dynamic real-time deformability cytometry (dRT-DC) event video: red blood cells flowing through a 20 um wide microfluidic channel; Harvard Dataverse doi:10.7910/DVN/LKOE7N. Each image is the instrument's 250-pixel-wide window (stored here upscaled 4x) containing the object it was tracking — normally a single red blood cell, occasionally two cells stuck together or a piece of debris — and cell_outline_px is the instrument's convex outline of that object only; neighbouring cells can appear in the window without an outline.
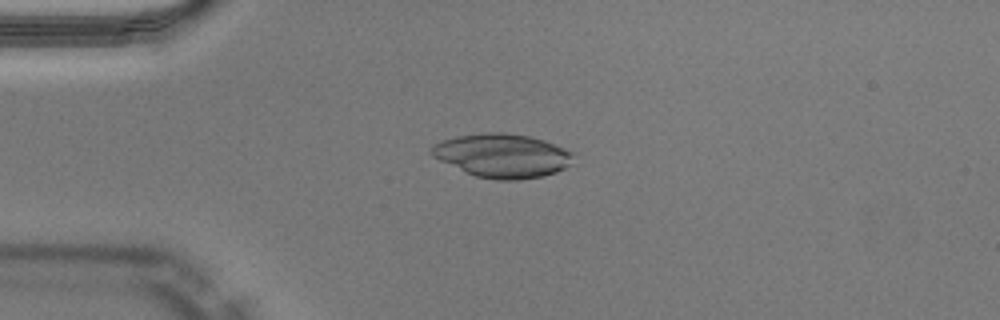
{"species": "Egyptian fruit bat (a non-hibernating species)", "species_latin": "Rousettus aegyptiacus", "temperature_condition": "warm", "stored_images_in_passage": 38, "camera_frame_rate_fps": 3000, "um_per_image_px": 0.085, "animal": {"sex": "male"}, "frame": {"image": 1, "passage_image": 1, "time_ms": 0.0, "image_size_px": [1000, 320], "cell_outline_px": [[572, 164], [556, 172], [544, 176], [520, 180], [496, 180], [476, 176], [440, 160], [432, 156], [432, 144], [456, 136], [484, 132], [500, 132], [528, 136], [544, 140], [564, 148], [572, 152]], "centroid_in_image_um": [42.72, 13.23], "position_along_channel_um": 42.3, "area_um2": 35.95}}
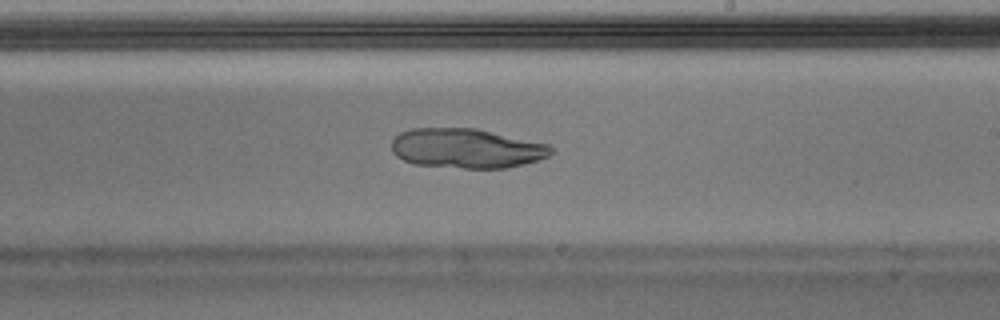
{"frame": {"image": 2, "passage_image": 18, "time_ms": 5.667, "image_size_px": [1000, 320], "cell_outline_px": [[552, 152], [548, 156], [540, 160], [508, 168], [464, 168], [416, 164], [404, 160], [396, 156], [392, 152], [392, 140], [400, 132], [412, 128], [476, 128], [548, 144], [552, 148]], "centroid_in_image_um": [39.65, 12.61], "position_along_channel_um": 249.3, "area_um2": 36.82}}